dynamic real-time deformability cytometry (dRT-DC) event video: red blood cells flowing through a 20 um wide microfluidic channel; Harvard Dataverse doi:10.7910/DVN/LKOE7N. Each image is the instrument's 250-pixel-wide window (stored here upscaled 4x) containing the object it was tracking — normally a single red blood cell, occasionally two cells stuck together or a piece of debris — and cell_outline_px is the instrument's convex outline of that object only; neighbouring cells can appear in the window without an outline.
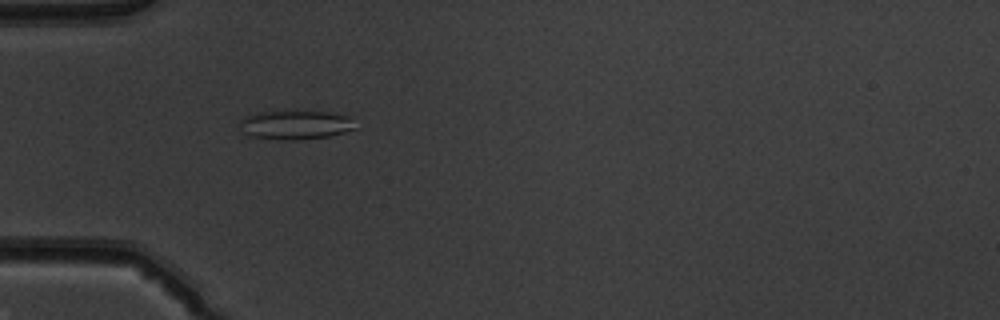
{"species": "common noctule bat (a hibernating species)", "species_latin": "Nyctalus noctula", "temperature_condition": "warm", "stored_images_in_passage": 38, "camera_frame_rate_fps": 3000, "um_per_image_px": 0.085, "animal": {"sex": "male", "body_mass_g": 19.5, "forearm_length_mm": 54.6}, "frame": {"image": 1, "passage_image": 3, "time_ms": 0.667, "image_size_px": [1000, 320], "cell_outline_px": [[360, 128], [328, 136], [292, 140], [288, 140], [252, 136], [244, 132], [240, 124], [240, 120], [244, 116], [256, 112], [328, 112], [348, 116]], "centroid_in_image_um": [25.15, 10.61], "position_along_channel_um": 59.8, "area_um2": 19.19}}
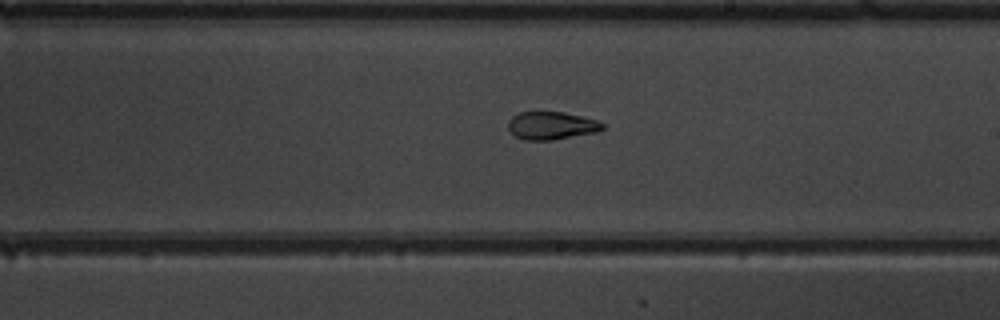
{"frame": {"image": 2, "passage_image": 17, "time_ms": 5.333, "image_size_px": [1000, 320], "cell_outline_px": [[604, 128], [596, 132], [552, 140], [524, 140], [516, 136], [508, 128], [508, 120], [512, 116], [520, 112], [536, 108], [540, 108], [580, 116], [596, 120], [604, 124]], "centroid_in_image_um": [46.81, 10.63], "position_along_channel_um": 242.2, "area_um2": 15.78}}
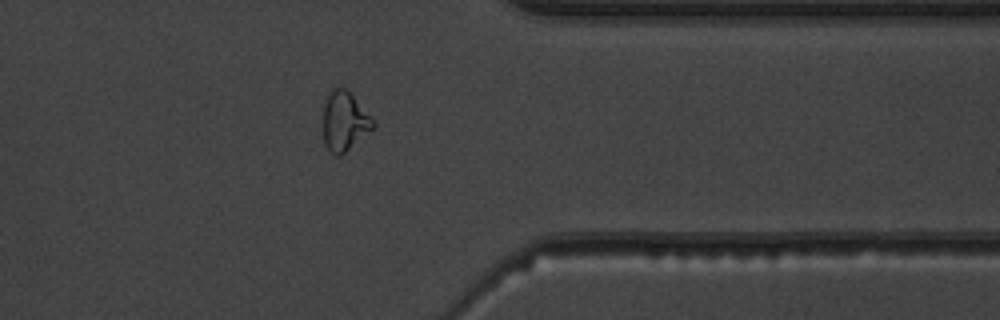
{"frame": {"image": 3, "passage_image": 28, "time_ms": 9.0, "image_size_px": [1000, 320], "cell_outline_px": [[376, 124], [372, 128], [340, 156], [336, 156], [324, 144], [324, 104], [332, 88], [344, 88], [352, 96]], "centroid_in_image_um": [29.24, 10.32], "position_along_channel_um": 382.2, "area_um2": 16.42}, "authors_computed_cell_mechanics": {"area_um2": 16.2707, "velocity_mm_per_s": 4.0194, "shape_relaxation_time_tau1_ms": 8.6872, "shape_relaxation_time_tau2_ms": 2.2862, "deformation_change_tau1": 0.2358, "deformation_change_tau2": 0.0852}}